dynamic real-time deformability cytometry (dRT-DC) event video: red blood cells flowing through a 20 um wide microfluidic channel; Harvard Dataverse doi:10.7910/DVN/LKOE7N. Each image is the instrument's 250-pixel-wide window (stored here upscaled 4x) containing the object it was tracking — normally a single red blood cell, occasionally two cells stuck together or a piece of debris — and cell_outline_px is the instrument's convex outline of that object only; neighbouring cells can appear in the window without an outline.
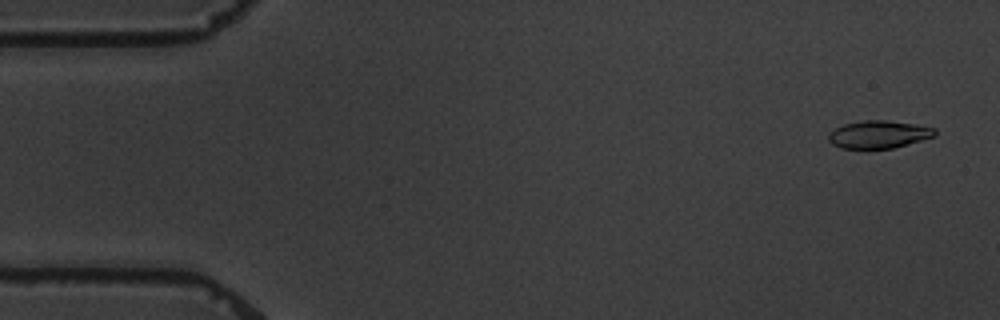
{"species": "common noctule bat (a hibernating species)", "species_latin": "Nyctalus noctula", "temperature_condition": "warm", "stored_images_in_passage": 4, "camera_frame_rate_fps": 3000, "um_per_image_px": 0.085, "animal": {"sex": "male", "body_mass_g": 19.5, "forearm_length_mm": 54.6}, "frame": {"image": 1, "passage_image": 1, "time_ms": 0.0, "image_size_px": [1000, 320], "cell_outline_px": [[936, 136], [892, 148], [840, 148], [832, 144], [828, 140], [828, 132], [844, 124], [864, 120], [888, 120], [936, 128]], "centroid_in_image_um": [74.67, 11.42], "position_along_channel_um": 10.3, "area_um2": 17.05}}
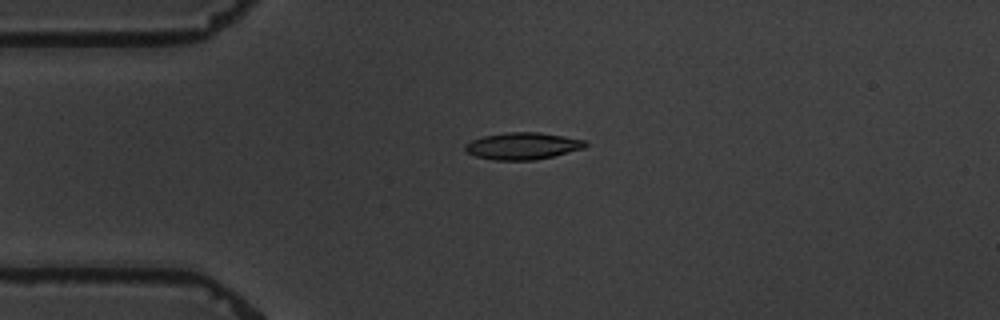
{"frame": {"image": 2, "passage_image": 4, "time_ms": 3.667, "image_size_px": [1000, 320], "cell_outline_px": [[588, 144], [584, 148], [536, 160], [496, 160], [476, 156], [468, 152], [464, 148], [464, 144], [472, 140], [484, 136], [508, 132], [540, 132], [564, 136], [584, 140]], "centroid_in_image_um": [44.43, 12.4], "position_along_channel_um": 40.6, "area_um2": 18.73}}